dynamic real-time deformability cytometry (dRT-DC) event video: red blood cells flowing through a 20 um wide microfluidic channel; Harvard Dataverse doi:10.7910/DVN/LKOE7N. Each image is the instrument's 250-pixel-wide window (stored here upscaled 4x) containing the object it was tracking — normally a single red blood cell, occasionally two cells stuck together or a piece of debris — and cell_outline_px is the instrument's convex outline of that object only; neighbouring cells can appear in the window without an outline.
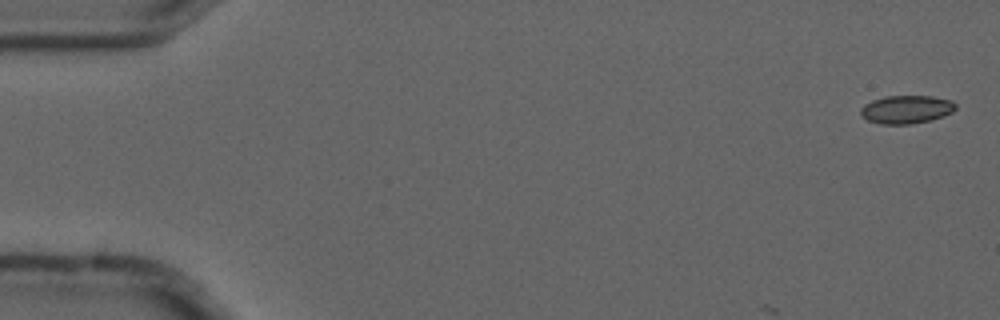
{"species": "common noctule bat (a hibernating species)", "species_latin": "Nyctalus noctula", "temperature_condition": "cold", "stored_images_in_passage": 3, "camera_frame_rate_fps": 3000, "um_per_image_px": 0.085, "animal": {"sex": "male", "forearm_length_mm": 52.5}, "frame": {"image": 1, "passage_image": 1, "time_ms": 0.0, "image_size_px": [1000, 320], "cell_outline_px": [[956, 108], [952, 112], [944, 116], [932, 120], [912, 124], [880, 124], [868, 120], [860, 116], [860, 108], [864, 104], [872, 100], [884, 96], [932, 96], [952, 100], [956, 104]], "centroid_in_image_um": [77.03, 9.3], "position_along_channel_um": 8.0, "area_um2": 15.84}}